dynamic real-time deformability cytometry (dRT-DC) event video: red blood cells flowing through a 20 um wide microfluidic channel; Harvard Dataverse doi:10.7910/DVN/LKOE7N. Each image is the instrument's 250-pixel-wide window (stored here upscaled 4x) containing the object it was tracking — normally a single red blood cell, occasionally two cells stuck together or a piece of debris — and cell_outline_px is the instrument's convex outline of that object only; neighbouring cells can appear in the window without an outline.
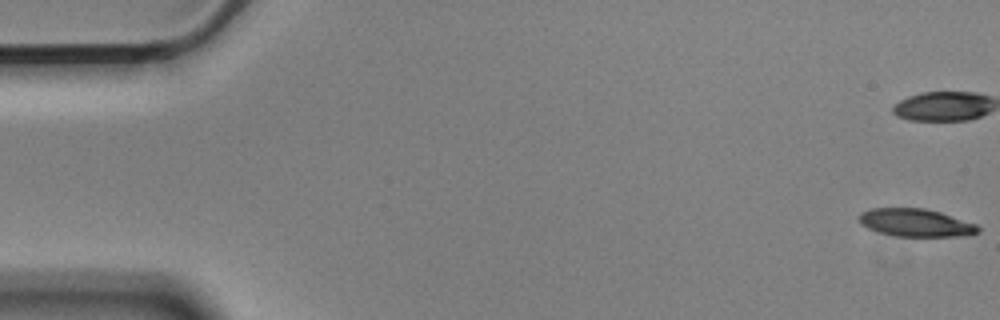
{"species": "Egyptian fruit bat (a non-hibernating species)", "species_latin": "Rousettus aegyptiacus", "temperature_condition": "cold", "stored_images_in_passage": 56, "camera_frame_rate_fps": 3000, "um_per_image_px": 0.085, "animal": {"sex": "male"}, "frame": {"image": 1, "passage_image": 1, "time_ms": 0.0, "image_size_px": [1000, 320], "cell_outline_px": [[980, 232], [956, 236], [896, 236], [876, 232], [860, 224], [856, 216], [860, 212], [872, 208], [924, 208], [940, 212], [976, 224], [980, 228]], "centroid_in_image_um": [77.76, 18.92], "position_along_channel_um": 7.2, "area_um2": 19.36}, "authors_computed_cell_mechanics": {"area_um2": 21.386, "velocity_mm_per_s": 3.5822, "shape_relaxation_time_tau1_ms": 9.3529, "shape_relaxation_time_tau2_ms": 7.7512, "deformation_change_tau1": 0.2191, "deformation_change_tau2": 0.1816}}